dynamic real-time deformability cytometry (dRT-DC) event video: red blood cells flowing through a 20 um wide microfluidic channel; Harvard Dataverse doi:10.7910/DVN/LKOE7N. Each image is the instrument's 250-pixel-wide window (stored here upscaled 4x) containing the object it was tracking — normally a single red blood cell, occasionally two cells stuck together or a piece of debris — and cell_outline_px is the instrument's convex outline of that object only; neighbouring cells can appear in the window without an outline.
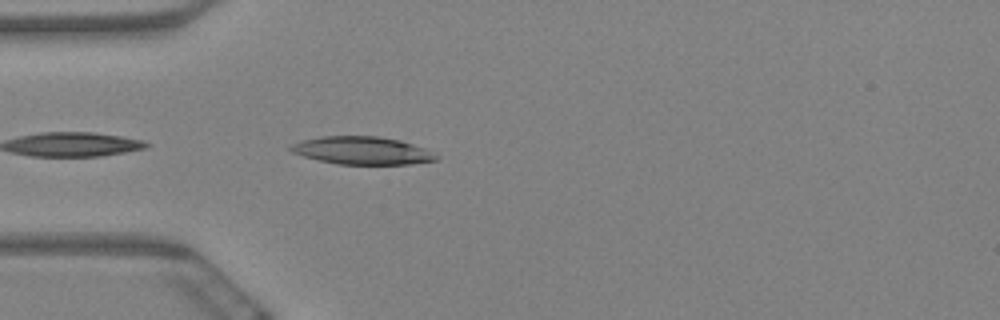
{"species": "Egyptian fruit bat (a non-hibernating species)", "species_latin": "Rousettus aegyptiacus", "temperature_condition": "warm", "stored_images_in_passage": 6, "camera_frame_rate_fps": 3000, "um_per_image_px": 0.085, "animal": {"sex": "female"}, "frame": {"image": 1, "passage_image": 6, "time_ms": 1.667, "image_size_px": [1000, 320], "cell_outline_px": [[440, 156], [436, 160], [412, 164], [336, 164], [304, 156], [292, 152], [288, 148], [292, 144], [300, 140], [320, 136], [376, 136], [400, 140], [424, 148]], "centroid_in_image_um": [30.77, 12.79], "position_along_channel_um": 54.2, "area_um2": 23.52}}